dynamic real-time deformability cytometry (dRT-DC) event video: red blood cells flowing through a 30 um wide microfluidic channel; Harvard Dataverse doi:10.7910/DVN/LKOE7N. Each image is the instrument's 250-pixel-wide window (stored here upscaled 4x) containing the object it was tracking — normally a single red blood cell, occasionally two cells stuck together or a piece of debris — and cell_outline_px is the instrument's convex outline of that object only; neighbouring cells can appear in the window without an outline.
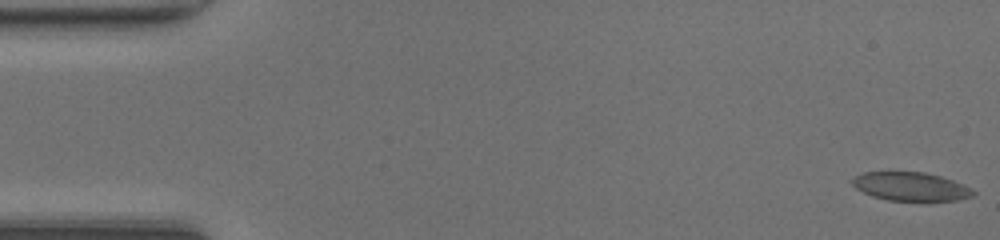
{"species": "common noctule bat (a hibernating species)", "species_latin": "Nyctalus noctula", "temperature_condition": "room temperature", "stored_images_in_passage": 48, "camera_frame_rate_fps": 3000, "um_per_image_px": 0.085, "animal": {"sex": "female", "body_mass_g": 20.0, "forearm_length_mm": 54.0}, "frame": {"image": 1, "passage_image": 1, "time_ms": 0.0, "image_size_px": [1000, 240], "cell_outline_px": [[976, 192], [972, 196], [956, 200], [888, 200], [872, 196], [856, 188], [848, 180], [864, 172], [888, 168], [924, 172], [940, 176], [952, 180], [972, 188]], "centroid_in_image_um": [77.32, 15.79], "position_along_channel_um": 7.7, "area_um2": 20.81}}
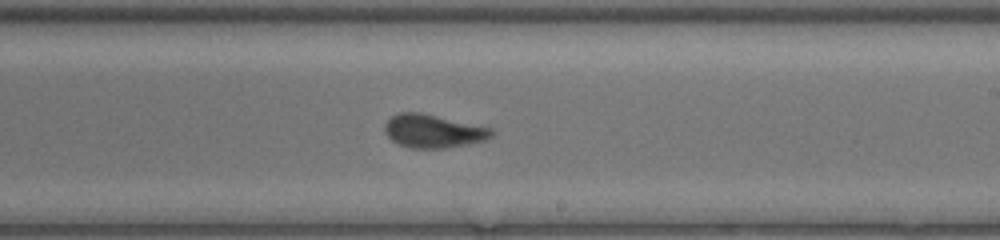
{"frame": {"image": 2, "passage_image": 28, "time_ms": 9.0, "image_size_px": [1000, 240], "cell_outline_px": [[496, 132], [492, 136], [484, 140], [468, 144], [444, 148], [408, 148], [392, 140], [384, 132], [384, 124], [396, 112], [420, 112], [492, 128]], "centroid_in_image_um": [36.81, 11.14], "position_along_channel_um": 252.2, "area_um2": 20.75}}
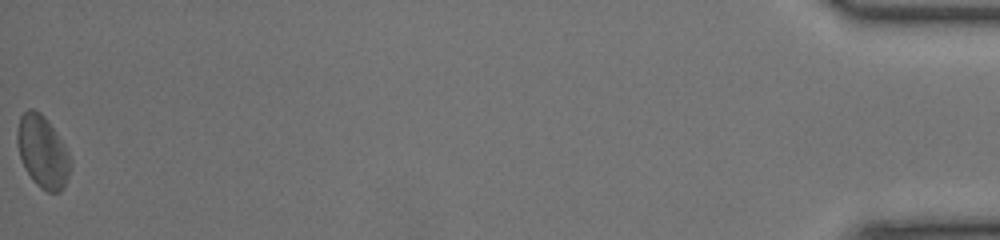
{"frame": {"image": 3, "passage_image": 48, "time_ms": 15.667, "image_size_px": [1000, 240], "cell_outline_px": [[72, 160], [68, 176], [60, 192], [48, 192], [40, 188], [32, 180], [24, 168], [16, 144], [16, 132], [20, 116], [28, 108], [32, 108], [40, 112], [44, 116], [56, 132], [68, 152]], "centroid_in_image_um": [3.59, 12.89], "position_along_channel_um": 431.6, "area_um2": 22.43}, "authors_computed_cell_mechanics": {"area_um2": 20.8369, "velocity_mm_per_s": 4.2959, "shape_relaxation_time_tau1_ms": 2.5618, "shape_relaxation_time_tau2_ms": 0.8737, "deformation_change_tau1": 0.0985, "deformation_change_tau2": 0.0585}}